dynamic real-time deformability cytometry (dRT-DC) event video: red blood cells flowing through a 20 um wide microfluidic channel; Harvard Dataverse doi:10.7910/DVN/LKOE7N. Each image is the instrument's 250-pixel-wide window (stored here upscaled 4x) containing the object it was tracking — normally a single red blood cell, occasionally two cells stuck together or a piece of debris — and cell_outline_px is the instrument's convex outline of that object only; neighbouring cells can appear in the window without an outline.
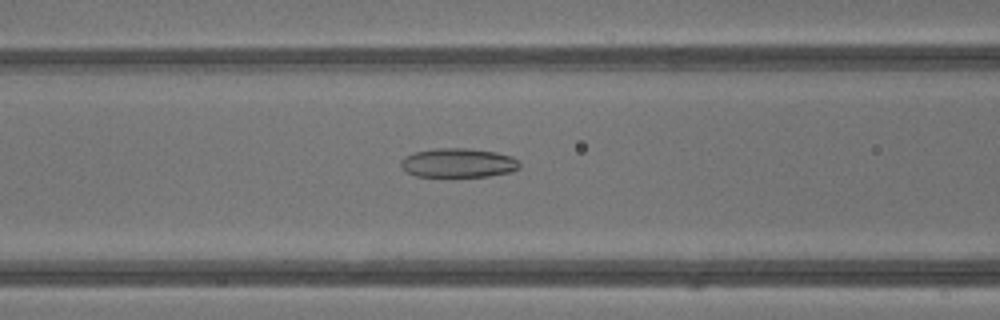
{"species": "common noctule bat (a hibernating species)", "species_latin": "Nyctalus noctula", "temperature_condition": "warm", "stored_images_in_passage": 39, "camera_frame_rate_fps": 3000, "um_per_image_px": 0.085, "animal": {"sex": "male", "body_mass_g": 13.3}, "frame": {"image": 1, "passage_image": 18, "time_ms": 5.667, "image_size_px": [1000, 320], "cell_outline_px": [[520, 168], [512, 172], [488, 176], [416, 176], [408, 172], [400, 164], [400, 160], [404, 156], [412, 152], [432, 148], [468, 148], [496, 152], [512, 156], [520, 164]], "centroid_in_image_um": [38.94, 13.83], "position_along_channel_um": 127.7, "area_um2": 20.29}}
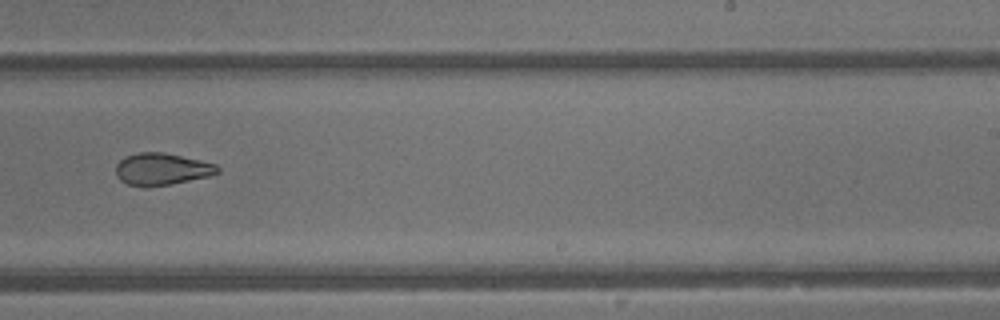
{"frame": {"image": 2, "passage_image": 27, "time_ms": 8.667, "image_size_px": [1000, 320], "cell_outline_px": [[220, 172], [208, 176], [168, 184], [144, 188], [128, 184], [120, 180], [116, 176], [116, 164], [120, 160], [128, 156], [140, 152], [164, 152], [200, 160], [216, 164], [220, 168]], "centroid_in_image_um": [13.73, 14.38], "position_along_channel_um": 275.3, "area_um2": 18.9}}
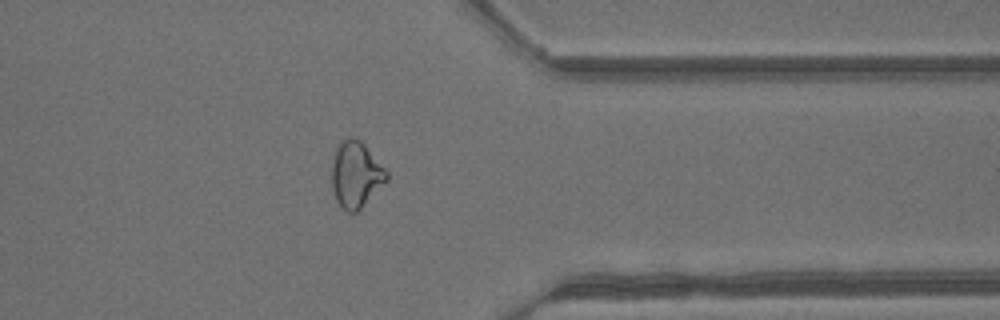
{"frame": {"image": 3, "passage_image": 34, "time_ms": 11.0, "image_size_px": [1000, 320], "cell_outline_px": [[388, 180], [356, 212], [348, 212], [336, 200], [332, 188], [332, 164], [336, 148], [340, 140], [348, 136], [352, 136], [360, 140], [364, 144], [388, 172]], "centroid_in_image_um": [30.24, 14.8], "position_along_channel_um": 381.2, "area_um2": 20.98}, "authors_computed_cell_mechanics": {"area_um2": 21.5594, "velocity_mm_per_s": 4.9247, "shape_relaxation_time_tau1_ms": null, "shape_relaxation_time_tau2_ms": 2.7009, "deformation_change_tau1": null, "deformation_change_tau2": 0.1038}}